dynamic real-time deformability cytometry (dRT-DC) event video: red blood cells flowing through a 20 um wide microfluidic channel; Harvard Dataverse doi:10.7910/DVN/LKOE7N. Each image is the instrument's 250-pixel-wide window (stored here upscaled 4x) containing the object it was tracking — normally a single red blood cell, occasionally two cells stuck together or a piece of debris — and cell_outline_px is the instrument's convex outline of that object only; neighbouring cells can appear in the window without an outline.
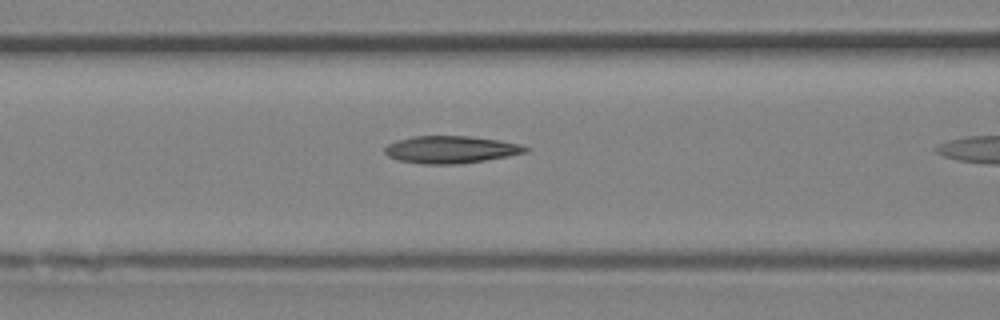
{"species": "Egyptian fruit bat (a non-hibernating species)", "species_latin": "Rousettus aegyptiacus", "temperature_condition": "room temperature", "stored_images_in_passage": 7, "camera_frame_rate_fps": 3000, "um_per_image_px": 0.085, "animal": {"sex": "female"}, "frame": {"image": 1, "passage_image": 6, "time_ms": 1.667, "image_size_px": [1000, 320], "cell_outline_px": [[532, 148], [528, 152], [508, 156], [484, 160], [456, 164], [424, 164], [396, 160], [388, 156], [384, 152], [384, 148], [388, 144], [396, 140], [412, 136], [468, 136], [496, 140], [520, 144]], "centroid_in_image_um": [38.3, 12.71], "position_along_channel_um": 128.3, "area_um2": 22.43}}